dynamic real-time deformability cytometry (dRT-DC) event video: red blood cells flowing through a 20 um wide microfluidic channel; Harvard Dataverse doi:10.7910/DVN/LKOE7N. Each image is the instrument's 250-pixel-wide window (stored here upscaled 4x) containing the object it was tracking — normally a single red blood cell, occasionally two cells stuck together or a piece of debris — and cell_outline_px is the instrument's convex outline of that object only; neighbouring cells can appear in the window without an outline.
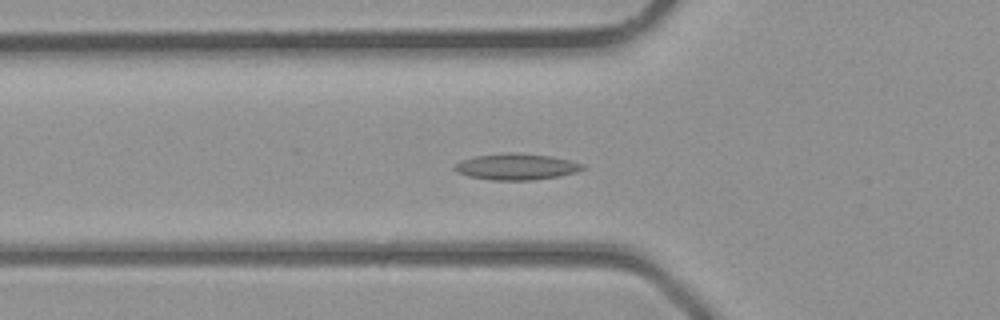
{"species": "common noctule bat (a hibernating species)", "species_latin": "Nyctalus noctula", "temperature_condition": "room temperature", "stored_images_in_passage": 40, "camera_frame_rate_fps": 3000, "um_per_image_px": 0.085, "animal": {"sex": "male", "body_mass_g": 23.1, "forearm_length_mm": 52.7}, "frame": {"image": 1, "passage_image": 14, "time_ms": 4.333, "image_size_px": [1000, 320], "cell_outline_px": [[584, 168], [576, 172], [560, 176], [532, 180], [488, 180], [468, 176], [456, 172], [452, 168], [460, 160], [476, 156], [508, 152], [516, 152], [552, 156], [584, 164]], "centroid_in_image_um": [43.86, 14.17], "position_along_channel_um": 81.9, "area_um2": 19.71}}
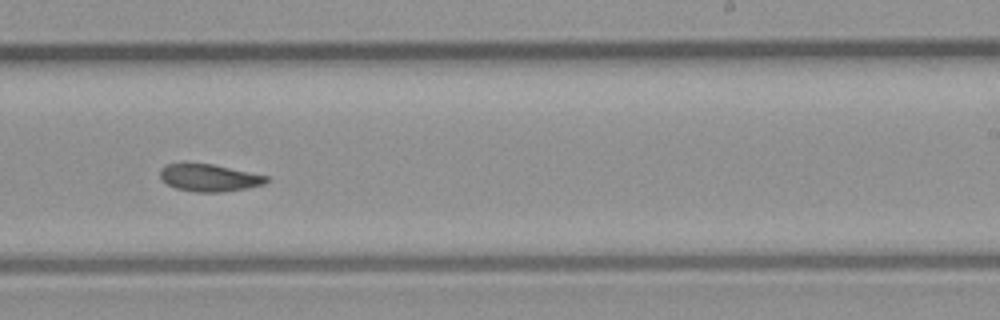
{"frame": {"image": 2, "passage_image": 25, "time_ms": 8.0, "image_size_px": [1000, 320], "cell_outline_px": [[268, 180], [264, 184], [248, 188], [224, 192], [196, 192], [176, 188], [168, 184], [160, 176], [160, 168], [164, 164], [184, 160], [212, 164], [268, 176]], "centroid_in_image_um": [17.72, 15.07], "position_along_channel_um": 271.3, "area_um2": 17.4}}
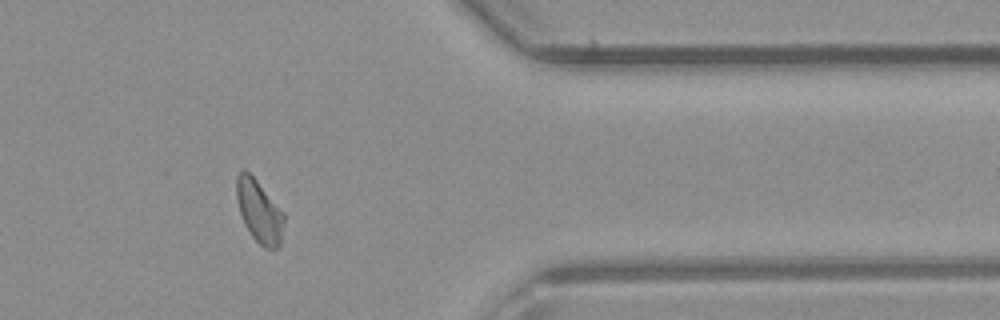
{"frame": {"image": 3, "passage_image": 33, "time_ms": 10.667, "image_size_px": [1000, 320], "cell_outline_px": [[284, 220], [280, 244], [276, 248], [264, 248], [252, 236], [244, 224], [240, 212], [236, 196], [236, 176], [244, 168], [256, 180], [284, 212]], "centroid_in_image_um": [22.02, 17.95], "position_along_channel_um": 389.4, "area_um2": 17.11}}